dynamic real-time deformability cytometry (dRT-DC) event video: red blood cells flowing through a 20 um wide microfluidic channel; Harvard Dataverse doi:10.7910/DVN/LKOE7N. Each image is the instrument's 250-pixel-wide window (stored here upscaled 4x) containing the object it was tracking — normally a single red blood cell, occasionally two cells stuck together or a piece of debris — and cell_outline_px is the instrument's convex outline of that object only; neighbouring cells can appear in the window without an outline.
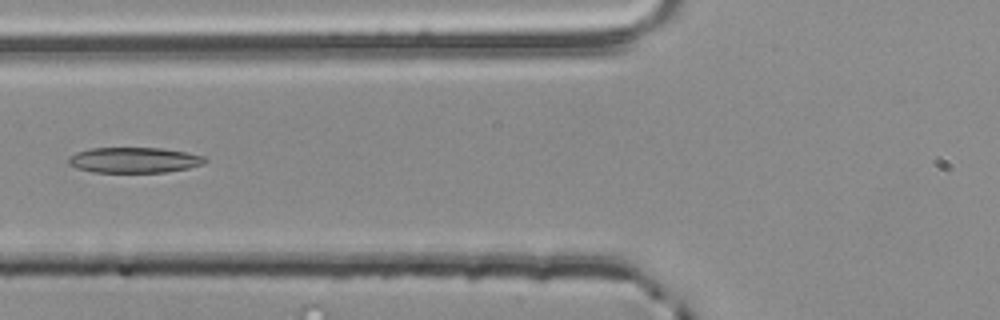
{"species": "common noctule bat (a hibernating species)", "species_latin": "Nyctalus noctula", "temperature_condition": "room temperature", "stored_images_in_passage": 6, "camera_frame_rate_fps": 3000, "um_per_image_px": 0.085, "animal": {"sex": "male", "body_mass_g": 20.4}, "frame": {"image": 1, "passage_image": 6, "time_ms": 1.667, "image_size_px": [1000, 320], "cell_outline_px": [[208, 160], [204, 164], [188, 168], [168, 172], [92, 172], [76, 168], [68, 164], [68, 160], [76, 152], [88, 148], [160, 148], [188, 152], [204, 156]], "centroid_in_image_um": [11.43, 13.6], "position_along_channel_um": 114.4, "area_um2": 20.4}}